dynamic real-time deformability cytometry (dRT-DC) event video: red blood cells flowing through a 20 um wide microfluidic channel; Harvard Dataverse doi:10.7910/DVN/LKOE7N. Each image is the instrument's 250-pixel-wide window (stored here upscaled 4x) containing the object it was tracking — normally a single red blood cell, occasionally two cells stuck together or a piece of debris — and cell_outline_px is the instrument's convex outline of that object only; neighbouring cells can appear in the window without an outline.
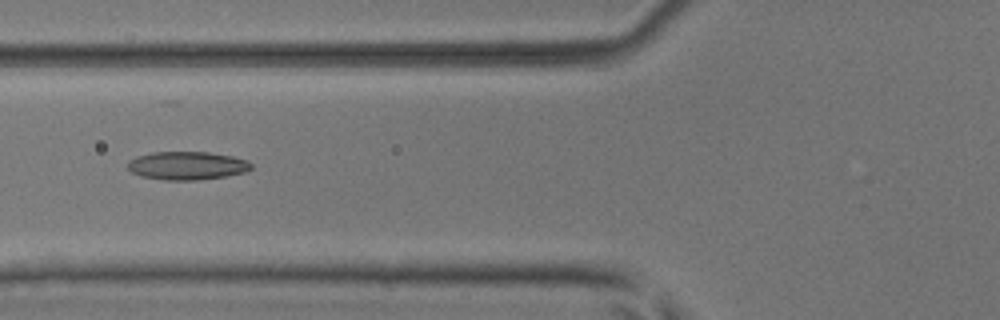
{"species": "common noctule bat (a hibernating species)", "species_latin": "Nyctalus noctula", "temperature_condition": "room temperature", "stored_images_in_passage": 5, "camera_frame_rate_fps": 3000, "um_per_image_px": 0.085, "animal": {"sex": "male", "body_mass_g": 17.9, "forearm_length_mm": 54.2}, "frame": {"image": 1, "passage_image": 4, "time_ms": 1.0, "image_size_px": [1000, 320], "cell_outline_px": [[252, 168], [244, 172], [224, 176], [196, 180], [164, 180], [140, 176], [132, 172], [128, 168], [128, 160], [136, 156], [152, 152], [208, 152], [232, 156], [248, 160], [252, 164]], "centroid_in_image_um": [15.88, 14.07], "position_along_channel_um": 109.9, "area_um2": 20.35}}
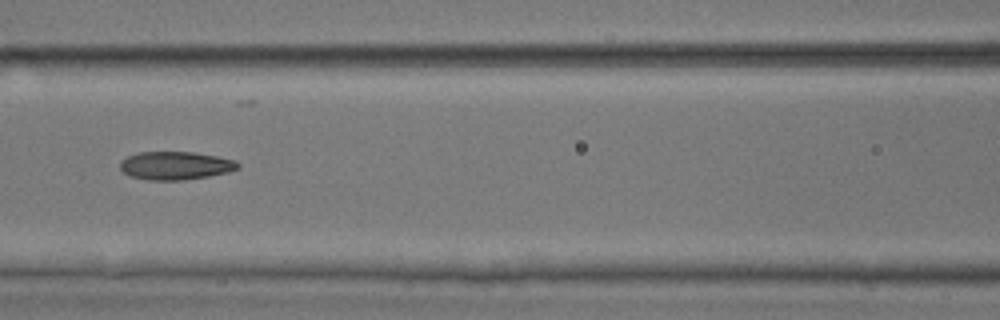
{"frame": {"image": 2, "passage_image": 5, "time_ms": 1.333, "image_size_px": [1000, 320], "cell_outline_px": [[240, 168], [228, 172], [208, 176], [184, 180], [148, 180], [132, 176], [124, 172], [120, 168], [120, 160], [136, 152], [196, 152], [236, 160], [240, 164]], "centroid_in_image_um": [14.93, 14.07], "position_along_channel_um": 151.7, "area_um2": 19.42}}